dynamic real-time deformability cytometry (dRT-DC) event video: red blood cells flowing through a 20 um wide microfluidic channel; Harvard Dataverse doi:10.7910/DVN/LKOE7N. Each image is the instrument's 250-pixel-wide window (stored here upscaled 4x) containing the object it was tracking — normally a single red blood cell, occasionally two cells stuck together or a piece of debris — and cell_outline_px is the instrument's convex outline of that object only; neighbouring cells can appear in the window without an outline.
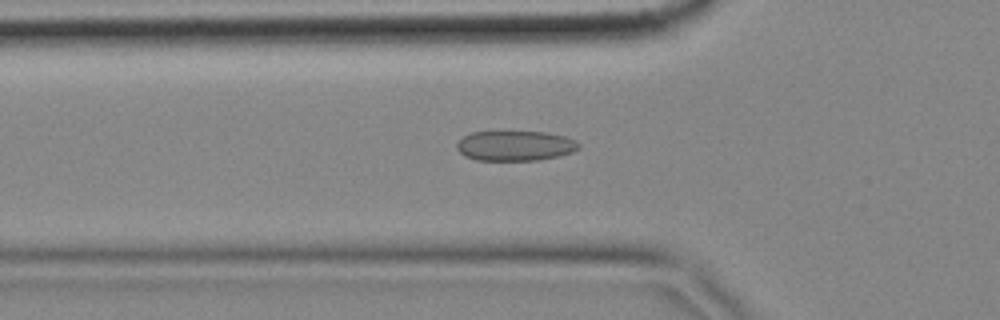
{"species": "common noctule bat (a hibernating species)", "species_latin": "Nyctalus noctula", "temperature_condition": "cold", "stored_images_in_passage": 56, "camera_frame_rate_fps": 3000, "um_per_image_px": 0.085, "animal": {"sex": "female", "body_mass_g": 18.4}, "frame": {"image": 1, "passage_image": 18, "time_ms": 5.667, "image_size_px": [1000, 320], "cell_outline_px": [[580, 148], [572, 152], [556, 156], [536, 160], [476, 160], [464, 156], [456, 148], [456, 144], [464, 136], [472, 132], [544, 132], [564, 136], [576, 140], [580, 144]], "centroid_in_image_um": [43.78, 12.39], "position_along_channel_um": 82.0, "area_um2": 21.21}}
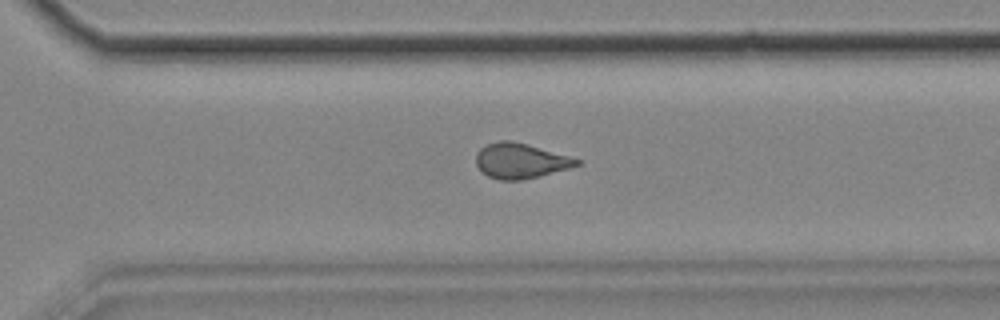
{"frame": {"image": 2, "passage_image": 39, "time_ms": 12.667, "image_size_px": [1000, 320], "cell_outline_px": [[584, 160], [580, 164], [568, 168], [520, 180], [500, 180], [488, 176], [476, 164], [476, 152], [480, 148], [488, 144], [500, 140], [512, 140]], "centroid_in_image_um": [44.23, 13.65], "position_along_channel_um": 326.4, "area_um2": 20.35}}
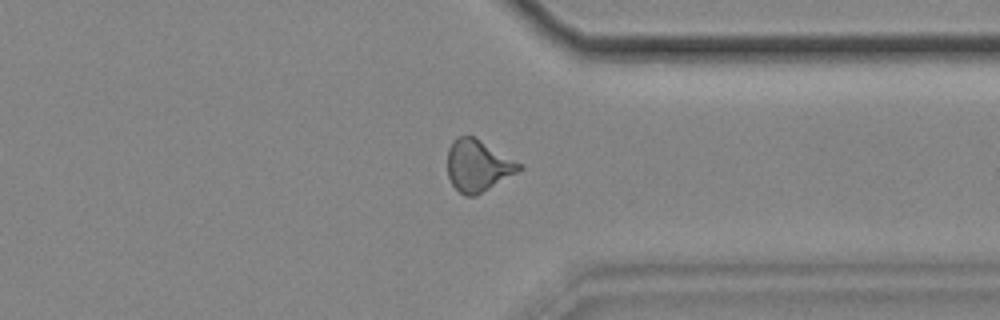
{"frame": {"image": 3, "passage_image": 43, "time_ms": 14.0, "image_size_px": [1000, 320], "cell_outline_px": [[524, 168], [476, 196], [464, 196], [452, 184], [448, 176], [448, 148], [452, 140], [456, 136], [472, 136], [524, 164]], "centroid_in_image_um": [40.63, 14.08], "position_along_channel_um": 370.8, "area_um2": 21.56}, "authors_computed_cell_mechanics": {"area_um2": 20.9236, "velocity_mm_per_s": 3.4814, "shape_relaxation_time_tau1_ms": null, "shape_relaxation_time_tau2_ms": 1.5986, "deformation_change_tau1": null, "deformation_change_tau2": 0.0902}}